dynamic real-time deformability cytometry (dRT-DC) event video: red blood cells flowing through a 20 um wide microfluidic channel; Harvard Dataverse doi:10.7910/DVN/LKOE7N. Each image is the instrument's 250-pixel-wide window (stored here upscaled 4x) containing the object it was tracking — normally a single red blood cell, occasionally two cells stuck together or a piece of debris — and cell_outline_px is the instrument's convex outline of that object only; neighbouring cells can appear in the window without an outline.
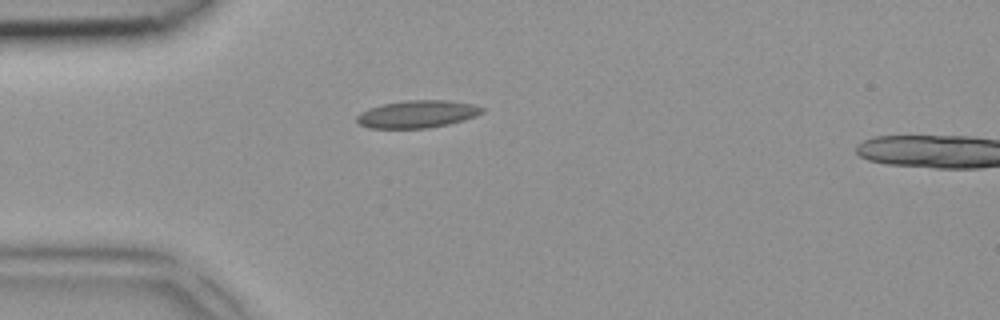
{"species": "common noctule bat (a hibernating species)", "species_latin": "Nyctalus noctula", "temperature_condition": "room temperature", "stored_images_in_passage": 3, "camera_frame_rate_fps": 3000, "um_per_image_px": 0.085, "animal": {"sex": "female", "body_mass_g": 18.4}, "frame": {"image": 1, "passage_image": 3, "time_ms": 0.667, "image_size_px": [1000, 320], "cell_outline_px": [[484, 112], [476, 116], [464, 120], [448, 124], [428, 128], [368, 128], [360, 124], [356, 120], [356, 116], [360, 112], [368, 108], [384, 104], [408, 100], [448, 100], [472, 104], [484, 108]], "centroid_in_image_um": [35.47, 9.7], "position_along_channel_um": 49.5, "area_um2": 20.06}}